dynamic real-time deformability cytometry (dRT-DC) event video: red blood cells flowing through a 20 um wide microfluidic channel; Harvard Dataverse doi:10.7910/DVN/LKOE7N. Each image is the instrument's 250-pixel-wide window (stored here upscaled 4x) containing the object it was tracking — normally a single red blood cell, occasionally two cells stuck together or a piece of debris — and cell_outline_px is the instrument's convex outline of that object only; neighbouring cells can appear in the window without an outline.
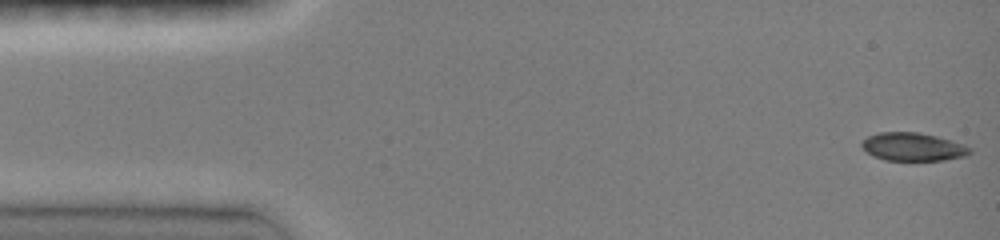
{"species": "common noctule bat (a hibernating species)", "species_latin": "Nyctalus noctula", "temperature_condition": "room temperature", "stored_images_in_passage": 46, "camera_frame_rate_fps": 3000, "um_per_image_px": 0.085, "animal": {"sex": "female", "body_mass_g": 19.0, "forearm_length_mm": 51.5}, "frame": {"image": 1, "passage_image": 1, "time_ms": 0.0, "image_size_px": [1000, 240], "cell_outline_px": [[972, 152], [964, 156], [944, 160], [884, 160], [868, 152], [860, 144], [868, 136], [880, 132], [920, 132], [936, 136], [972, 148]], "centroid_in_image_um": [77.6, 12.48], "position_along_channel_um": 7.4, "area_um2": 17.4}}
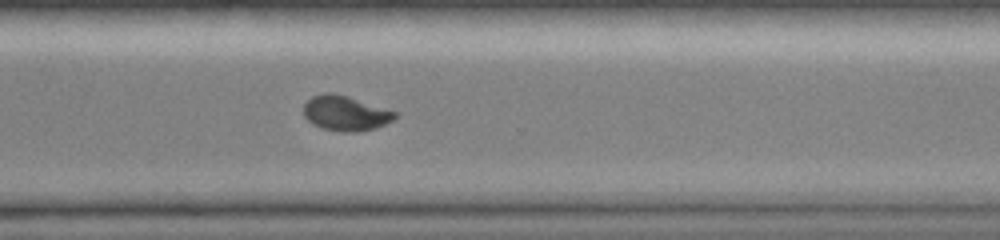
{"frame": {"image": 2, "passage_image": 32, "time_ms": 11.0, "image_size_px": [1000, 240], "cell_outline_px": [[396, 116], [392, 120], [376, 128], [356, 132], [344, 132], [320, 128], [312, 124], [304, 116], [304, 104], [312, 96], [324, 92], [332, 92], [348, 96], [396, 112]], "centroid_in_image_um": [29.32, 9.62], "position_along_channel_um": 341.3, "area_um2": 18.55}}
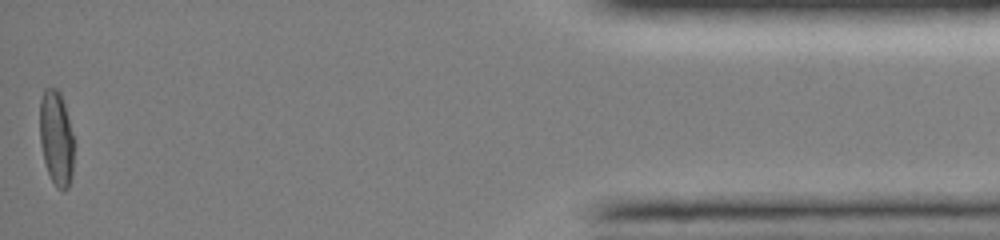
{"frame": {"image": 3, "passage_image": 46, "time_ms": 15.0, "image_size_px": [1000, 240], "cell_outline_px": [[72, 176], [68, 188], [64, 192], [56, 188], [48, 172], [44, 160], [40, 144], [40, 100], [44, 88], [56, 88], [60, 92], [64, 104], [72, 136]], "centroid_in_image_um": [4.76, 11.76], "position_along_channel_um": 430.4, "area_um2": 18.61}, "authors_computed_cell_mechanics": {"area_um2": 18.6694, "velocity_mm_per_s": 4.1159, "shape_relaxation_time_tau1_ms": 9.7723, "shape_relaxation_time_tau2_ms": null, "deformation_change_tau1": 0.2762, "deformation_change_tau2": null}}